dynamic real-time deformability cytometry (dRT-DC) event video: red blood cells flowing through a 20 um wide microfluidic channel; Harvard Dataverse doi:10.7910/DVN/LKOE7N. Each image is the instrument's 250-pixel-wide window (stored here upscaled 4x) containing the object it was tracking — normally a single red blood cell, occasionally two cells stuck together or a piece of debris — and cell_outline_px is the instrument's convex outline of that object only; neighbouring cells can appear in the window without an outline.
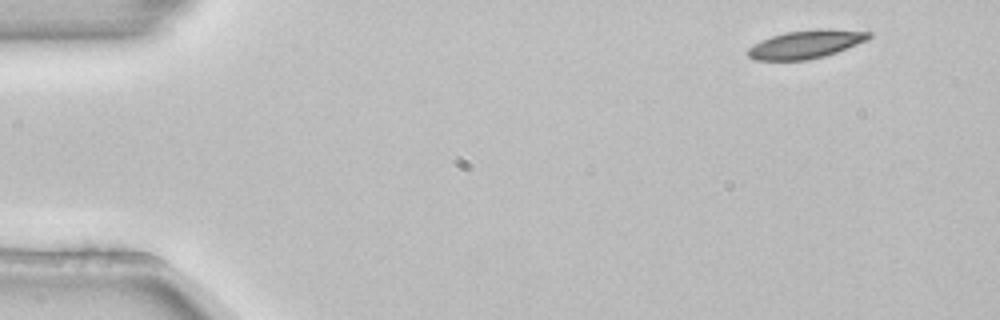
{"species": "common noctule bat (a hibernating species)", "species_latin": "Nyctalus noctula", "temperature_condition": "room temperature", "stored_images_in_passage": 4, "camera_frame_rate_fps": 3000, "um_per_image_px": 0.085, "animal": {"sex": "female", "body_mass_g": 22.7, "forearm_length_mm": 54.2}, "frame": {"image": 1, "passage_image": 1, "time_ms": 0.0, "image_size_px": [1000, 320], "cell_outline_px": [[872, 36], [868, 40], [836, 52], [824, 56], [808, 60], [756, 60], [748, 56], [748, 48], [760, 40], [784, 32], [816, 28], [828, 28], [872, 32]], "centroid_in_image_um": [68.53, 3.74], "position_along_channel_um": 16.5, "area_um2": 20.06}}